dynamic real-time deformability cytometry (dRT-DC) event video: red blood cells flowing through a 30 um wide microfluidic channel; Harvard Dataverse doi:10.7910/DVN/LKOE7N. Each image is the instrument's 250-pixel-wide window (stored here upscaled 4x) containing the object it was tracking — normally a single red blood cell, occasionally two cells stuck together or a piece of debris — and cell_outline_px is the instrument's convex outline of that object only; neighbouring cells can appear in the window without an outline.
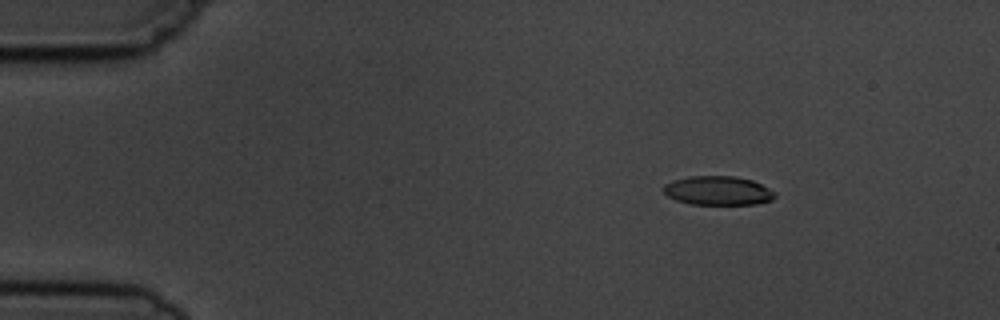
{"species": "common noctule bat (a hibernating species)", "species_latin": "Nyctalus noctula", "temperature_condition": "cold", "stored_images_in_passage": 11, "camera_frame_rate_fps": 3000, "um_per_image_px": 0.085, "animal": {"sex": "male", "body_mass_g": 19.5, "forearm_length_mm": 54.6}, "frame": {"image": 1, "passage_image": 3, "time_ms": 2.333, "image_size_px": [1000, 320], "cell_outline_px": [[776, 196], [772, 200], [756, 204], [692, 204], [676, 200], [668, 196], [664, 192], [664, 184], [672, 180], [688, 176], [736, 176], [752, 180], [776, 192]], "centroid_in_image_um": [61.03, 16.2], "position_along_channel_um": 24.0, "area_um2": 18.84}}
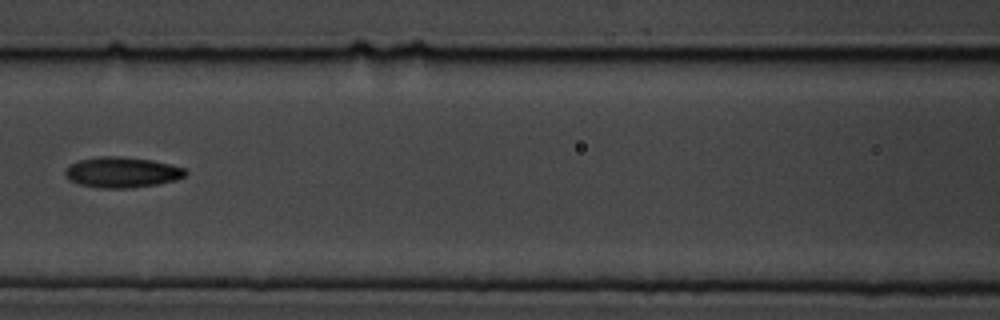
{"frame": {"image": 2, "passage_image": 8, "time_ms": 8.0, "image_size_px": [1000, 320], "cell_outline_px": [[188, 172], [184, 176], [176, 180], [156, 184], [128, 188], [100, 188], [80, 184], [68, 180], [64, 172], [64, 168], [80, 160], [100, 156], [120, 156], [152, 160], [184, 168]], "centroid_in_image_um": [10.35, 14.64], "position_along_channel_um": 156.3, "area_um2": 21.33}}
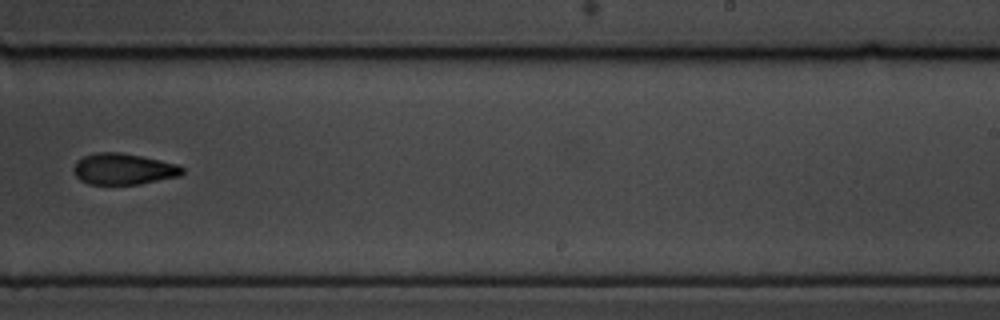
{"frame": {"image": 3, "passage_image": 11, "time_ms": 11.333, "image_size_px": [1000, 320], "cell_outline_px": [[184, 172], [180, 176], [140, 184], [88, 184], [80, 180], [72, 172], [72, 168], [76, 160], [84, 156], [96, 152], [120, 152], [160, 160], [176, 164], [184, 168]], "centroid_in_image_um": [10.46, 14.37], "position_along_channel_um": 278.5, "area_um2": 19.88}}